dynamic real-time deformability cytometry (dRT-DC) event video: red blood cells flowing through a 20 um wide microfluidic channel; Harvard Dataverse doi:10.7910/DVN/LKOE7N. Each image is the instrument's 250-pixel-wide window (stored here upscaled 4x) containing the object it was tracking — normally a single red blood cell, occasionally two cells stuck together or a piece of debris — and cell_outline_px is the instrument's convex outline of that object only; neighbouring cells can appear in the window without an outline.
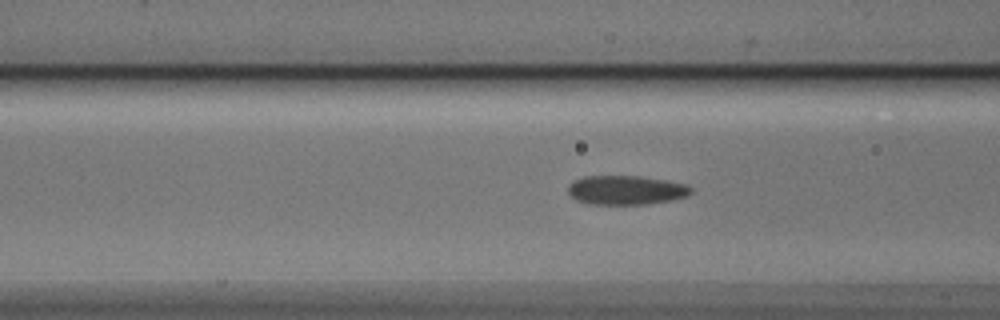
{"species": "Egyptian fruit bat (a non-hibernating species)", "species_latin": "Rousettus aegyptiacus", "temperature_condition": "cold", "stored_images_in_passage": 11, "camera_frame_rate_fps": 3000, "um_per_image_px": 0.085, "animal": {"sex": "male"}, "frame": {"image": 1, "passage_image": 3, "time_ms": 0.667, "image_size_px": [1000, 320], "cell_outline_px": [[692, 192], [688, 196], [672, 200], [648, 204], [588, 204], [576, 200], [568, 192], [568, 184], [584, 176], [640, 176], [664, 180], [684, 184], [692, 188]], "centroid_in_image_um": [53.21, 16.16], "position_along_channel_um": 113.4, "area_um2": 20.87}}
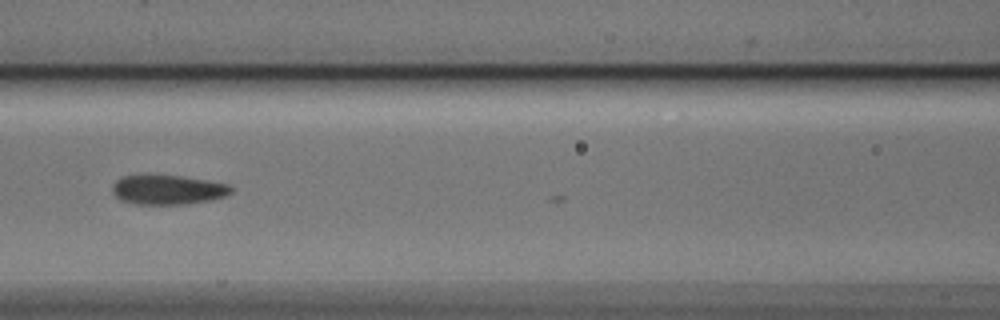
{"frame": {"image": 2, "passage_image": 6, "time_ms": 1.667, "image_size_px": [1000, 320], "cell_outline_px": [[232, 192], [228, 196], [212, 200], [188, 204], [136, 204], [120, 200], [112, 192], [112, 188], [116, 180], [124, 176], [180, 176], [228, 184], [232, 188]], "centroid_in_image_um": [14.29, 16.15], "position_along_channel_um": 152.3, "area_um2": 20.23}}
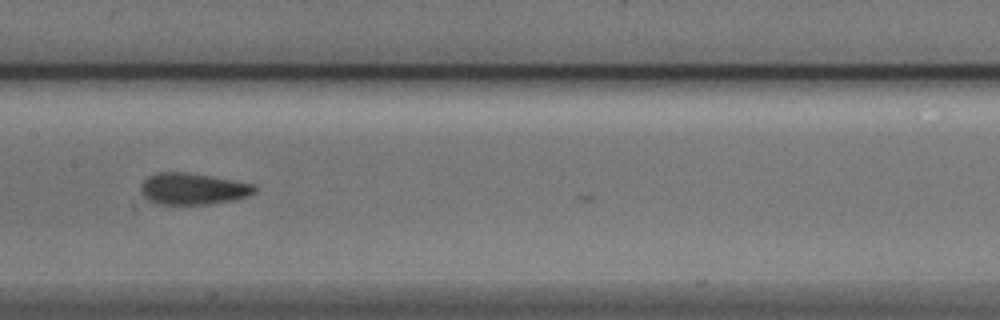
{"frame": {"image": 3, "passage_image": 9, "time_ms": 2.667, "image_size_px": [1000, 320], "cell_outline_px": [[260, 188], [256, 192], [248, 196], [232, 200], [208, 204], [156, 204], [148, 200], [140, 192], [140, 184], [148, 176], [156, 172], [188, 172], [212, 176], [256, 184]], "centroid_in_image_um": [16.41, 16.04], "position_along_channel_um": 191.0, "area_um2": 21.27}}